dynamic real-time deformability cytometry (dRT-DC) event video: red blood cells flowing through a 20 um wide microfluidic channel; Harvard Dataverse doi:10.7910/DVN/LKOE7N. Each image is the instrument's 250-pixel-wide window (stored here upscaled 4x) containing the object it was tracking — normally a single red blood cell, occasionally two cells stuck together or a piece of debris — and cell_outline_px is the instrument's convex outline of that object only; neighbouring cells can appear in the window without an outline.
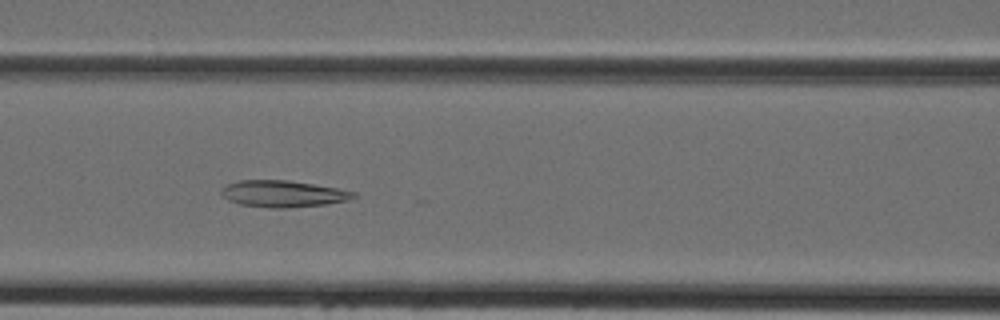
{"species": "Egyptian fruit bat (a non-hibernating species)", "species_latin": "Rousettus aegyptiacus", "temperature_condition": "cold", "stored_images_in_passage": 28, "camera_frame_rate_fps": 3000, "um_per_image_px": 0.085, "animal": {"sex": "female"}, "frame": {"image": 1, "passage_image": 19, "time_ms": 6.0, "image_size_px": [1000, 320], "cell_outline_px": [[356, 196], [348, 200], [324, 204], [284, 208], [272, 208], [240, 204], [228, 200], [220, 192], [220, 188], [228, 184], [240, 180], [288, 180], [336, 188], [356, 192]], "centroid_in_image_um": [24.03, 16.46], "position_along_channel_um": 142.6, "area_um2": 20.29}}
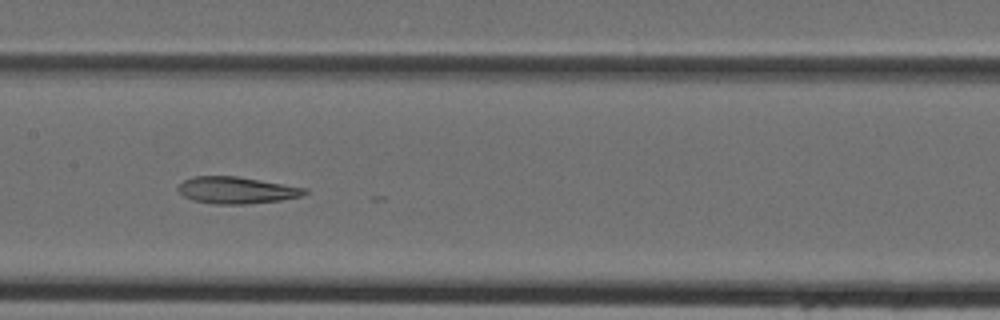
{"frame": {"image": 2, "passage_image": 22, "time_ms": 7.0, "image_size_px": [1000, 320], "cell_outline_px": [[308, 192], [300, 196], [280, 200], [244, 204], [216, 204], [192, 200], [184, 196], [176, 188], [184, 180], [192, 176], [236, 176], [308, 188]], "centroid_in_image_um": [20.09, 16.16], "position_along_channel_um": 187.3, "area_um2": 19.65}}
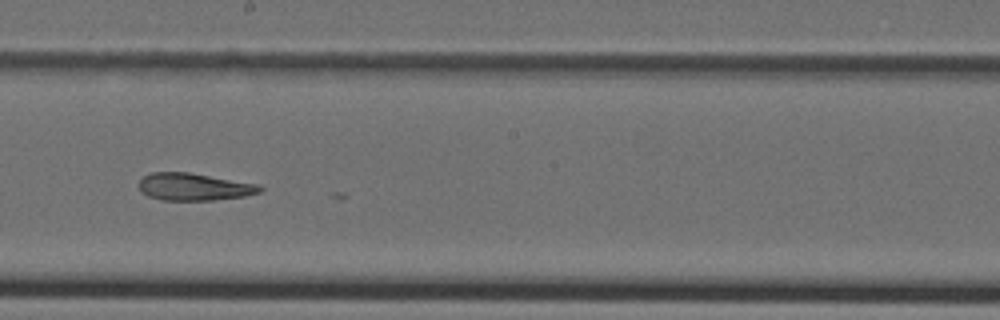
{"frame": {"image": 3, "passage_image": 25, "time_ms": 8.0, "image_size_px": [1000, 320], "cell_outline_px": [[264, 188], [260, 192], [244, 196], [212, 200], [164, 200], [148, 196], [140, 192], [140, 180], [144, 176], [152, 172], [188, 172], [260, 184]], "centroid_in_image_um": [16.51, 15.87], "position_along_channel_um": 231.7, "area_um2": 19.25}}